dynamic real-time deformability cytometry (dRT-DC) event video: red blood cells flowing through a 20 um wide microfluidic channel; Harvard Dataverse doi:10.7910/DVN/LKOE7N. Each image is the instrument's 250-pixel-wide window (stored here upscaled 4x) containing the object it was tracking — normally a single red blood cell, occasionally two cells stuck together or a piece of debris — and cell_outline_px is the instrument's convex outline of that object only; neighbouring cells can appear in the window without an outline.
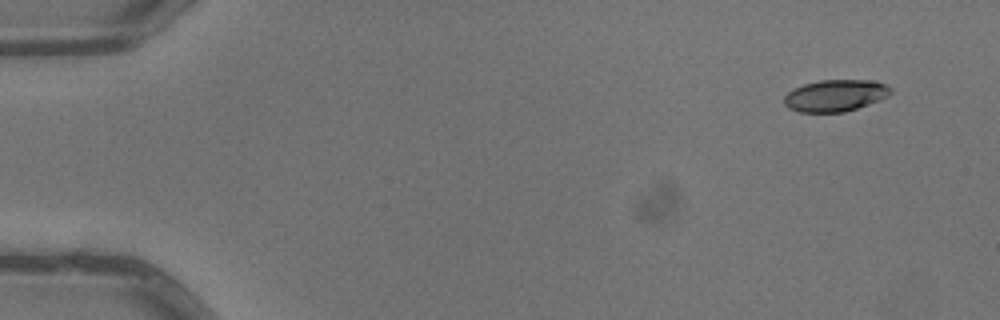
{"species": "common noctule bat (a hibernating species)", "species_latin": "Nyctalus noctula", "temperature_condition": "warm", "stored_images_in_passage": 5, "camera_frame_rate_fps": 3000, "um_per_image_px": 0.085, "animal": {"sex": "male", "body_mass_g": 13.3}, "frame": {"image": 1, "passage_image": 1, "time_ms": 0.0, "image_size_px": [1000, 320], "cell_outline_px": [[892, 92], [888, 96], [880, 100], [844, 112], [800, 112], [788, 108], [784, 104], [784, 96], [792, 88], [804, 84], [820, 80], [876, 80], [888, 84], [892, 88]], "centroid_in_image_um": [71.02, 8.11], "position_along_channel_um": 14.0, "area_um2": 19.94}}
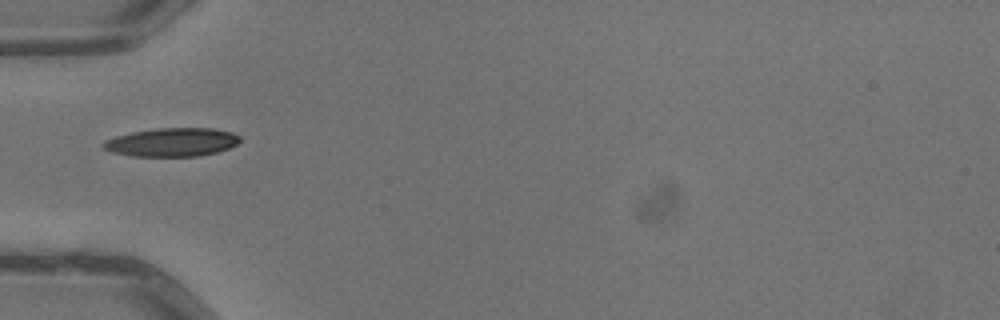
{"frame": {"image": 2, "passage_image": 4, "time_ms": 1.0, "image_size_px": [1000, 320], "cell_outline_px": [[240, 140], [236, 144], [228, 148], [216, 152], [200, 156], [132, 156], [112, 152], [104, 148], [100, 144], [104, 140], [116, 136], [132, 132], [156, 128], [212, 128], [232, 132], [240, 136]], "centroid_in_image_um": [14.6, 12.08], "position_along_channel_um": 70.4, "area_um2": 22.72}}
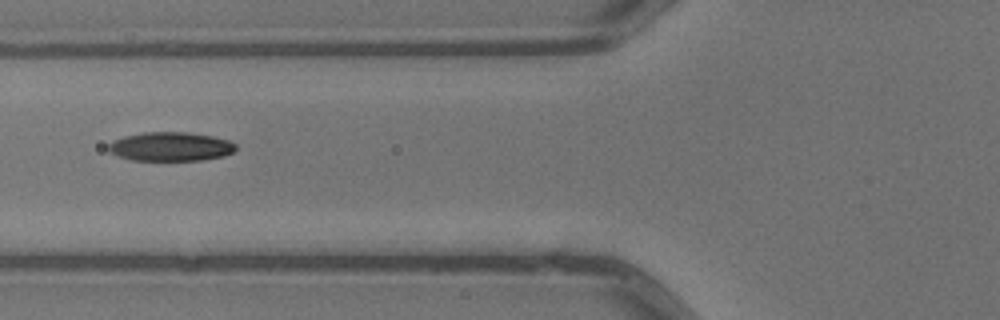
{"frame": {"image": 3, "passage_image": 5, "time_ms": 1.333, "image_size_px": [1000, 320], "cell_outline_px": [[236, 148], [232, 152], [224, 156], [204, 160], [132, 160], [108, 152], [108, 144], [112, 140], [124, 136], [144, 132], [188, 132], [212, 136], [228, 140], [236, 144]], "centroid_in_image_um": [14.49, 12.45], "position_along_channel_um": 111.3, "area_um2": 21.56}}